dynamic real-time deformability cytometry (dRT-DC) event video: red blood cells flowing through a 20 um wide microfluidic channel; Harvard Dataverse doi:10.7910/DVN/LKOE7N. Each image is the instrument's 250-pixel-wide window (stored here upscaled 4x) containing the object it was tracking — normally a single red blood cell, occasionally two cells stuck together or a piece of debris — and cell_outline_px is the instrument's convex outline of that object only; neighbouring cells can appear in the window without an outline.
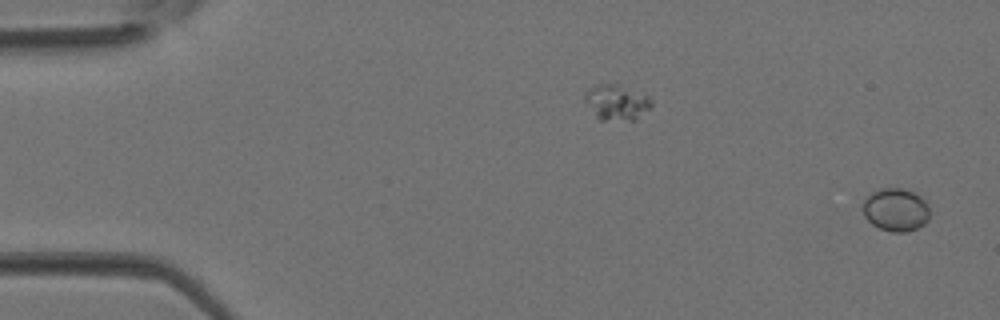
{"species": "Egyptian fruit bat (a non-hibernating species)", "species_latin": "Rousettus aegyptiacus", "temperature_condition": "room temperature", "stored_images_in_passage": 2, "segment_of_instrument_passage": [2, 2], "camera_frame_rate_fps": 3000, "um_per_image_px": 0.085, "animal": {"sex": "female"}, "frame": {"image": 1, "passage_image": 2, "time_ms": 0.333, "image_size_px": [1000, 320], "cell_outline_px": [[928, 220], [924, 224], [908, 232], [892, 232], [880, 228], [872, 224], [864, 216], [860, 208], [864, 200], [872, 192], [880, 188], [904, 188], [920, 196], [924, 200], [928, 208]], "centroid_in_image_um": [76.1, 17.83], "position_along_channel_um": 8.9, "area_um2": 16.82}}